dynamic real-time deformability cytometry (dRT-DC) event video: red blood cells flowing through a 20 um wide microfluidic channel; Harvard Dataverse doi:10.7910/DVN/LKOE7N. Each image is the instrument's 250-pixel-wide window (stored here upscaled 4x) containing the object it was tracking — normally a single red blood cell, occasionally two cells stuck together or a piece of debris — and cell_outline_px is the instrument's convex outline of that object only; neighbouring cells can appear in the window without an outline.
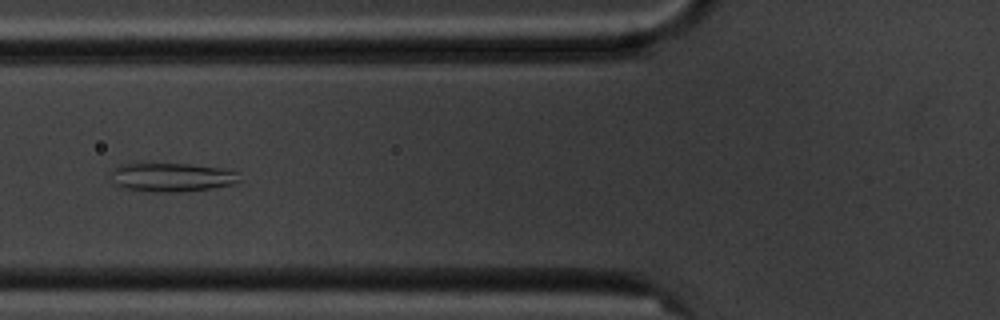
{"species": "common noctule bat (a hibernating species)", "species_latin": "Nyctalus noctula", "temperature_condition": "cold", "stored_images_in_passage": 8, "camera_frame_rate_fps": 3000, "um_per_image_px": 0.085, "animal": {"sex": "male", "body_mass_g": 20.1, "forearm_length_mm": 53.5}, "frame": {"image": 1, "passage_image": 6, "time_ms": 6.0, "image_size_px": [1000, 320], "cell_outline_px": [[240, 180], [236, 184], [212, 188], [180, 192], [148, 192], [120, 188], [108, 180], [108, 172], [112, 168], [120, 164], [188, 164], [220, 168], [240, 172]], "centroid_in_image_um": [14.51, 15.08], "position_along_channel_um": 111.3, "area_um2": 22.2}}